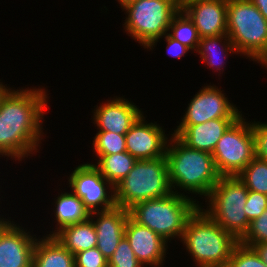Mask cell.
Here are the masks:
<instances>
[{
    "label": "cell",
    "mask_w": 267,
    "mask_h": 267,
    "mask_svg": "<svg viewBox=\"0 0 267 267\" xmlns=\"http://www.w3.org/2000/svg\"><path fill=\"white\" fill-rule=\"evenodd\" d=\"M168 34L191 51H197L200 36L194 22L182 9L173 17L169 25Z\"/></svg>",
    "instance_id": "24"
},
{
    "label": "cell",
    "mask_w": 267,
    "mask_h": 267,
    "mask_svg": "<svg viewBox=\"0 0 267 267\" xmlns=\"http://www.w3.org/2000/svg\"><path fill=\"white\" fill-rule=\"evenodd\" d=\"M254 136L255 157L267 161V122H251Z\"/></svg>",
    "instance_id": "30"
},
{
    "label": "cell",
    "mask_w": 267,
    "mask_h": 267,
    "mask_svg": "<svg viewBox=\"0 0 267 267\" xmlns=\"http://www.w3.org/2000/svg\"><path fill=\"white\" fill-rule=\"evenodd\" d=\"M145 118L142 114L126 132V151L137 160L165 157L169 135L163 126L155 121L147 123Z\"/></svg>",
    "instance_id": "12"
},
{
    "label": "cell",
    "mask_w": 267,
    "mask_h": 267,
    "mask_svg": "<svg viewBox=\"0 0 267 267\" xmlns=\"http://www.w3.org/2000/svg\"><path fill=\"white\" fill-rule=\"evenodd\" d=\"M8 88L9 86H7V84L4 85L3 81L1 82L0 79V98L7 91Z\"/></svg>",
    "instance_id": "38"
},
{
    "label": "cell",
    "mask_w": 267,
    "mask_h": 267,
    "mask_svg": "<svg viewBox=\"0 0 267 267\" xmlns=\"http://www.w3.org/2000/svg\"><path fill=\"white\" fill-rule=\"evenodd\" d=\"M136 1V0H117V2L120 4L121 9L124 8L127 4Z\"/></svg>",
    "instance_id": "39"
},
{
    "label": "cell",
    "mask_w": 267,
    "mask_h": 267,
    "mask_svg": "<svg viewBox=\"0 0 267 267\" xmlns=\"http://www.w3.org/2000/svg\"><path fill=\"white\" fill-rule=\"evenodd\" d=\"M227 35L240 57L253 62L267 51V20L250 0H229Z\"/></svg>",
    "instance_id": "8"
},
{
    "label": "cell",
    "mask_w": 267,
    "mask_h": 267,
    "mask_svg": "<svg viewBox=\"0 0 267 267\" xmlns=\"http://www.w3.org/2000/svg\"><path fill=\"white\" fill-rule=\"evenodd\" d=\"M116 206L125 209L134 204L173 193L166 157L137 160L129 174L115 186Z\"/></svg>",
    "instance_id": "6"
},
{
    "label": "cell",
    "mask_w": 267,
    "mask_h": 267,
    "mask_svg": "<svg viewBox=\"0 0 267 267\" xmlns=\"http://www.w3.org/2000/svg\"><path fill=\"white\" fill-rule=\"evenodd\" d=\"M196 53L201 55V61L205 62L208 68H214L216 72H219L217 73V75L219 74L218 76L224 73L223 68H226L224 66L226 64L225 61L230 55L228 53L239 54L227 34L200 38Z\"/></svg>",
    "instance_id": "20"
},
{
    "label": "cell",
    "mask_w": 267,
    "mask_h": 267,
    "mask_svg": "<svg viewBox=\"0 0 267 267\" xmlns=\"http://www.w3.org/2000/svg\"><path fill=\"white\" fill-rule=\"evenodd\" d=\"M75 267H106L108 261L97 247L74 255Z\"/></svg>",
    "instance_id": "31"
},
{
    "label": "cell",
    "mask_w": 267,
    "mask_h": 267,
    "mask_svg": "<svg viewBox=\"0 0 267 267\" xmlns=\"http://www.w3.org/2000/svg\"><path fill=\"white\" fill-rule=\"evenodd\" d=\"M110 267H144L143 264L136 258L133 250L130 247L129 241L124 236L120 241L117 249L108 260Z\"/></svg>",
    "instance_id": "28"
},
{
    "label": "cell",
    "mask_w": 267,
    "mask_h": 267,
    "mask_svg": "<svg viewBox=\"0 0 267 267\" xmlns=\"http://www.w3.org/2000/svg\"><path fill=\"white\" fill-rule=\"evenodd\" d=\"M36 235L10 221L0 232V267H32Z\"/></svg>",
    "instance_id": "13"
},
{
    "label": "cell",
    "mask_w": 267,
    "mask_h": 267,
    "mask_svg": "<svg viewBox=\"0 0 267 267\" xmlns=\"http://www.w3.org/2000/svg\"><path fill=\"white\" fill-rule=\"evenodd\" d=\"M199 202L173 192L166 197L138 202L128 211L135 222L159 234L168 243L175 238L181 241L188 219L202 205Z\"/></svg>",
    "instance_id": "4"
},
{
    "label": "cell",
    "mask_w": 267,
    "mask_h": 267,
    "mask_svg": "<svg viewBox=\"0 0 267 267\" xmlns=\"http://www.w3.org/2000/svg\"><path fill=\"white\" fill-rule=\"evenodd\" d=\"M97 162L92 164L101 172L102 176L114 187L119 184L133 169L137 159L127 151L110 154L95 155Z\"/></svg>",
    "instance_id": "23"
},
{
    "label": "cell",
    "mask_w": 267,
    "mask_h": 267,
    "mask_svg": "<svg viewBox=\"0 0 267 267\" xmlns=\"http://www.w3.org/2000/svg\"><path fill=\"white\" fill-rule=\"evenodd\" d=\"M257 63L267 69V51L258 59Z\"/></svg>",
    "instance_id": "36"
},
{
    "label": "cell",
    "mask_w": 267,
    "mask_h": 267,
    "mask_svg": "<svg viewBox=\"0 0 267 267\" xmlns=\"http://www.w3.org/2000/svg\"><path fill=\"white\" fill-rule=\"evenodd\" d=\"M185 1H194V0H179L180 4H182ZM224 1H229V0H224Z\"/></svg>",
    "instance_id": "40"
},
{
    "label": "cell",
    "mask_w": 267,
    "mask_h": 267,
    "mask_svg": "<svg viewBox=\"0 0 267 267\" xmlns=\"http://www.w3.org/2000/svg\"><path fill=\"white\" fill-rule=\"evenodd\" d=\"M249 190L237 176H221L200 208L225 231L240 240L249 229L245 213Z\"/></svg>",
    "instance_id": "7"
},
{
    "label": "cell",
    "mask_w": 267,
    "mask_h": 267,
    "mask_svg": "<svg viewBox=\"0 0 267 267\" xmlns=\"http://www.w3.org/2000/svg\"><path fill=\"white\" fill-rule=\"evenodd\" d=\"M181 243L198 267H227L239 240L200 207L188 219Z\"/></svg>",
    "instance_id": "3"
},
{
    "label": "cell",
    "mask_w": 267,
    "mask_h": 267,
    "mask_svg": "<svg viewBox=\"0 0 267 267\" xmlns=\"http://www.w3.org/2000/svg\"><path fill=\"white\" fill-rule=\"evenodd\" d=\"M244 209L250 222L258 218L267 209V195L249 191Z\"/></svg>",
    "instance_id": "32"
},
{
    "label": "cell",
    "mask_w": 267,
    "mask_h": 267,
    "mask_svg": "<svg viewBox=\"0 0 267 267\" xmlns=\"http://www.w3.org/2000/svg\"><path fill=\"white\" fill-rule=\"evenodd\" d=\"M223 91L214 84L202 86L189 101L179 125H197L217 118H239L242 110L230 103Z\"/></svg>",
    "instance_id": "11"
},
{
    "label": "cell",
    "mask_w": 267,
    "mask_h": 267,
    "mask_svg": "<svg viewBox=\"0 0 267 267\" xmlns=\"http://www.w3.org/2000/svg\"><path fill=\"white\" fill-rule=\"evenodd\" d=\"M47 90L9 87L0 98V157L22 161L41 148ZM39 148V149H38ZM31 154V155H30Z\"/></svg>",
    "instance_id": "1"
},
{
    "label": "cell",
    "mask_w": 267,
    "mask_h": 267,
    "mask_svg": "<svg viewBox=\"0 0 267 267\" xmlns=\"http://www.w3.org/2000/svg\"><path fill=\"white\" fill-rule=\"evenodd\" d=\"M260 259L267 265V242H261L252 246Z\"/></svg>",
    "instance_id": "34"
},
{
    "label": "cell",
    "mask_w": 267,
    "mask_h": 267,
    "mask_svg": "<svg viewBox=\"0 0 267 267\" xmlns=\"http://www.w3.org/2000/svg\"><path fill=\"white\" fill-rule=\"evenodd\" d=\"M237 177L249 191L267 195V161L254 157Z\"/></svg>",
    "instance_id": "25"
},
{
    "label": "cell",
    "mask_w": 267,
    "mask_h": 267,
    "mask_svg": "<svg viewBox=\"0 0 267 267\" xmlns=\"http://www.w3.org/2000/svg\"><path fill=\"white\" fill-rule=\"evenodd\" d=\"M239 242L248 247L267 242V209L261 216L250 222L248 231Z\"/></svg>",
    "instance_id": "29"
},
{
    "label": "cell",
    "mask_w": 267,
    "mask_h": 267,
    "mask_svg": "<svg viewBox=\"0 0 267 267\" xmlns=\"http://www.w3.org/2000/svg\"><path fill=\"white\" fill-rule=\"evenodd\" d=\"M124 236L129 241L136 258L144 267H163L169 243L159 234L138 224L129 216Z\"/></svg>",
    "instance_id": "14"
},
{
    "label": "cell",
    "mask_w": 267,
    "mask_h": 267,
    "mask_svg": "<svg viewBox=\"0 0 267 267\" xmlns=\"http://www.w3.org/2000/svg\"><path fill=\"white\" fill-rule=\"evenodd\" d=\"M42 237L36 240L32 267H75L74 255L54 236Z\"/></svg>",
    "instance_id": "19"
},
{
    "label": "cell",
    "mask_w": 267,
    "mask_h": 267,
    "mask_svg": "<svg viewBox=\"0 0 267 267\" xmlns=\"http://www.w3.org/2000/svg\"><path fill=\"white\" fill-rule=\"evenodd\" d=\"M57 199L54 201L55 209L54 220L56 223V230L50 231L49 236H54L62 228L73 225L79 222H83L90 218L91 213L84 206L80 198H78L72 191L61 192L58 194Z\"/></svg>",
    "instance_id": "21"
},
{
    "label": "cell",
    "mask_w": 267,
    "mask_h": 267,
    "mask_svg": "<svg viewBox=\"0 0 267 267\" xmlns=\"http://www.w3.org/2000/svg\"><path fill=\"white\" fill-rule=\"evenodd\" d=\"M267 20V0H250Z\"/></svg>",
    "instance_id": "35"
},
{
    "label": "cell",
    "mask_w": 267,
    "mask_h": 267,
    "mask_svg": "<svg viewBox=\"0 0 267 267\" xmlns=\"http://www.w3.org/2000/svg\"><path fill=\"white\" fill-rule=\"evenodd\" d=\"M106 101L100 103L99 106L96 105L92 111V120L98 131L126 134L137 119L144 114L131 99L114 96Z\"/></svg>",
    "instance_id": "15"
},
{
    "label": "cell",
    "mask_w": 267,
    "mask_h": 267,
    "mask_svg": "<svg viewBox=\"0 0 267 267\" xmlns=\"http://www.w3.org/2000/svg\"><path fill=\"white\" fill-rule=\"evenodd\" d=\"M129 216L128 209L120 206H115L106 211H95L90 215L96 229V247L107 261L124 237L125 225Z\"/></svg>",
    "instance_id": "17"
},
{
    "label": "cell",
    "mask_w": 267,
    "mask_h": 267,
    "mask_svg": "<svg viewBox=\"0 0 267 267\" xmlns=\"http://www.w3.org/2000/svg\"><path fill=\"white\" fill-rule=\"evenodd\" d=\"M212 156L221 176H237L255 157L251 122L241 115L222 135Z\"/></svg>",
    "instance_id": "9"
},
{
    "label": "cell",
    "mask_w": 267,
    "mask_h": 267,
    "mask_svg": "<svg viewBox=\"0 0 267 267\" xmlns=\"http://www.w3.org/2000/svg\"><path fill=\"white\" fill-rule=\"evenodd\" d=\"M93 139L92 147L96 155L118 154L126 151L125 134L98 131Z\"/></svg>",
    "instance_id": "26"
},
{
    "label": "cell",
    "mask_w": 267,
    "mask_h": 267,
    "mask_svg": "<svg viewBox=\"0 0 267 267\" xmlns=\"http://www.w3.org/2000/svg\"><path fill=\"white\" fill-rule=\"evenodd\" d=\"M238 118H217L197 125H178L171 134L192 149L213 153L217 142Z\"/></svg>",
    "instance_id": "18"
},
{
    "label": "cell",
    "mask_w": 267,
    "mask_h": 267,
    "mask_svg": "<svg viewBox=\"0 0 267 267\" xmlns=\"http://www.w3.org/2000/svg\"><path fill=\"white\" fill-rule=\"evenodd\" d=\"M227 267H267L252 247L240 242L233 249Z\"/></svg>",
    "instance_id": "27"
},
{
    "label": "cell",
    "mask_w": 267,
    "mask_h": 267,
    "mask_svg": "<svg viewBox=\"0 0 267 267\" xmlns=\"http://www.w3.org/2000/svg\"><path fill=\"white\" fill-rule=\"evenodd\" d=\"M162 38H165L167 42L166 50L168 55L172 56L175 59H181L190 51L188 47L181 44L178 40L172 38L168 33H166Z\"/></svg>",
    "instance_id": "33"
},
{
    "label": "cell",
    "mask_w": 267,
    "mask_h": 267,
    "mask_svg": "<svg viewBox=\"0 0 267 267\" xmlns=\"http://www.w3.org/2000/svg\"><path fill=\"white\" fill-rule=\"evenodd\" d=\"M54 237L73 255L97 246L96 229L90 218L62 228Z\"/></svg>",
    "instance_id": "22"
},
{
    "label": "cell",
    "mask_w": 267,
    "mask_h": 267,
    "mask_svg": "<svg viewBox=\"0 0 267 267\" xmlns=\"http://www.w3.org/2000/svg\"><path fill=\"white\" fill-rule=\"evenodd\" d=\"M169 135L171 136L167 143L165 157L173 192L192 199L197 195L206 199L221 177L212 154L189 148L175 135L170 133ZM177 188L196 196L185 195L186 193Z\"/></svg>",
    "instance_id": "2"
},
{
    "label": "cell",
    "mask_w": 267,
    "mask_h": 267,
    "mask_svg": "<svg viewBox=\"0 0 267 267\" xmlns=\"http://www.w3.org/2000/svg\"><path fill=\"white\" fill-rule=\"evenodd\" d=\"M67 179L70 190L81 199L90 213L116 206L115 187L91 162L75 167Z\"/></svg>",
    "instance_id": "10"
},
{
    "label": "cell",
    "mask_w": 267,
    "mask_h": 267,
    "mask_svg": "<svg viewBox=\"0 0 267 267\" xmlns=\"http://www.w3.org/2000/svg\"><path fill=\"white\" fill-rule=\"evenodd\" d=\"M227 4L224 0H194L183 2L181 9L203 38L227 34Z\"/></svg>",
    "instance_id": "16"
},
{
    "label": "cell",
    "mask_w": 267,
    "mask_h": 267,
    "mask_svg": "<svg viewBox=\"0 0 267 267\" xmlns=\"http://www.w3.org/2000/svg\"><path fill=\"white\" fill-rule=\"evenodd\" d=\"M122 9L126 15L124 32L144 49L153 51L168 33L169 25L180 11L181 4L179 0H136Z\"/></svg>",
    "instance_id": "5"
},
{
    "label": "cell",
    "mask_w": 267,
    "mask_h": 267,
    "mask_svg": "<svg viewBox=\"0 0 267 267\" xmlns=\"http://www.w3.org/2000/svg\"><path fill=\"white\" fill-rule=\"evenodd\" d=\"M10 221L11 219H6L0 215V232Z\"/></svg>",
    "instance_id": "37"
}]
</instances>
